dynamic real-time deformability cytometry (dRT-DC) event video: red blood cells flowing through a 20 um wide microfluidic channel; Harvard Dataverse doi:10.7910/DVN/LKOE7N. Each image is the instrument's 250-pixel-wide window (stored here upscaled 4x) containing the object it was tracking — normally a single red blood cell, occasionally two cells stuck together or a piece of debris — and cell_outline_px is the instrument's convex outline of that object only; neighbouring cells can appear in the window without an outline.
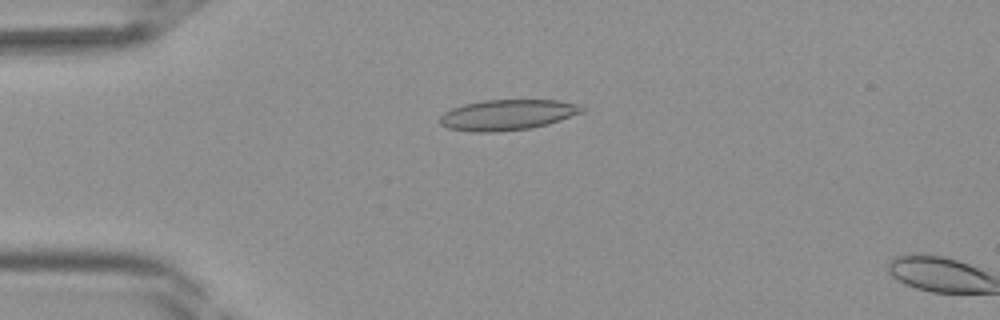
{"species": "Egyptian fruit bat (a non-hibernating species)", "species_latin": "Rousettus aegyptiacus", "temperature_condition": "room temperature", "stored_images_in_passage": 12, "camera_frame_rate_fps": 3000, "um_per_image_px": 0.085, "frame": {"image": 1, "passage_image": 10, "time_ms": 3.0, "image_size_px": [1000, 320], "cell_outline_px": [[584, 112], [548, 124], [532, 128], [496, 132], [472, 132], [448, 128], [440, 124], [440, 116], [444, 112], [452, 108], [464, 104], [484, 100], [556, 100], [576, 104], [584, 108]], "centroid_in_image_um": [43.11, 9.77], "position_along_channel_um": 41.9, "area_um2": 25.32}}